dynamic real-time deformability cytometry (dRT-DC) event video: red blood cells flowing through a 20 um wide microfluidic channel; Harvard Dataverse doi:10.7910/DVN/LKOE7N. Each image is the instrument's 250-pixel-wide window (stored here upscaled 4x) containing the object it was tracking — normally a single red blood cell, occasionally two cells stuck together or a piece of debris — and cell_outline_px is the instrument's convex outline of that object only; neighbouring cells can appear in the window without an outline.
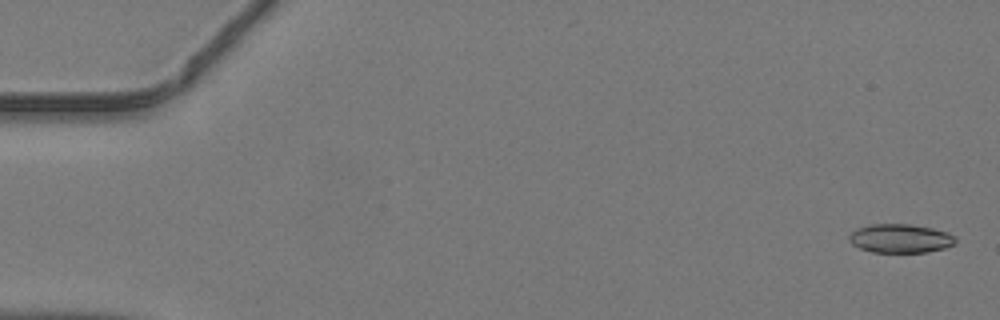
{"species": "common noctule bat (a hibernating species)", "species_latin": "Nyctalus noctula", "temperature_condition": "warm", "stored_images_in_passage": 14, "camera_frame_rate_fps": 3000, "um_per_image_px": 0.085, "animal": {"sex": "male", "body_mass_g": 19.2, "forearm_length_mm": 51.8}, "frame": {"image": 1, "passage_image": 2, "time_ms": 0.333, "image_size_px": [1000, 320], "cell_outline_px": [[956, 244], [944, 248], [928, 252], [872, 252], [860, 248], [852, 244], [848, 240], [848, 236], [856, 228], [868, 224], [912, 224], [932, 228], [948, 232], [956, 236]], "centroid_in_image_um": [76.54, 20.26], "position_along_channel_um": 8.5, "area_um2": 18.09}}
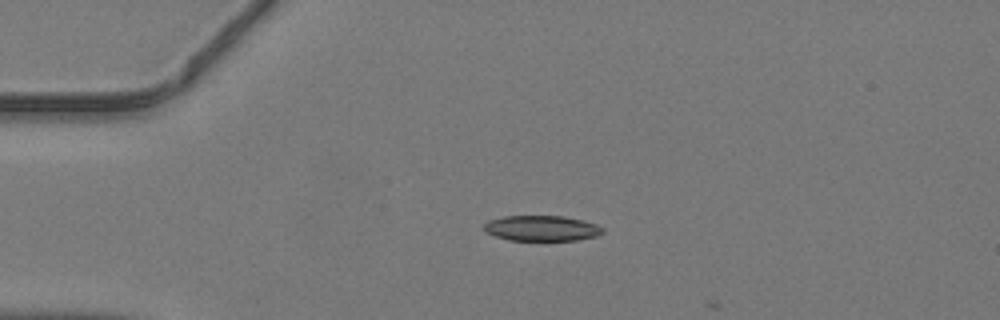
{"frame": {"image": 2, "passage_image": 12, "time_ms": 3.667, "image_size_px": [1000, 320], "cell_outline_px": [[604, 232], [596, 236], [580, 240], [508, 240], [496, 236], [488, 232], [484, 228], [484, 224], [488, 220], [504, 216], [564, 216], [584, 220], [596, 224], [604, 228]], "centroid_in_image_um": [46.08, 19.4], "position_along_channel_um": 38.9, "area_um2": 17.63}}